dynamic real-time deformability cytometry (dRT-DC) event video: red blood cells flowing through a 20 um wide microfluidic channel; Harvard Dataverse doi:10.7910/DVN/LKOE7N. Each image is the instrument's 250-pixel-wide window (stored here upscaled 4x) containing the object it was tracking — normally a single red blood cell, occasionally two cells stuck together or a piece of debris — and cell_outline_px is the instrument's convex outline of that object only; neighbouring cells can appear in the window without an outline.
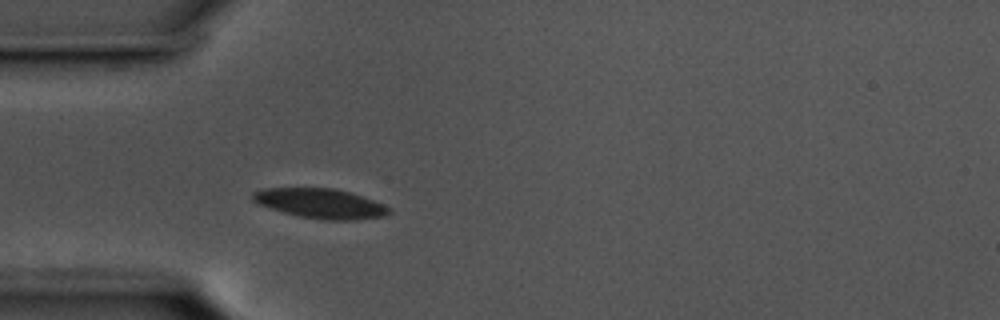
{"species": "common noctule bat (a hibernating species)", "species_latin": "Nyctalus noctula", "temperature_condition": "cold", "stored_images_in_passage": 40, "camera_frame_rate_fps": 3000, "um_per_image_px": 0.085, "animal": {"sex": "male", "body_mass_g": 17.5, "forearm_length_mm": 52.3}, "frame": {"image": 1, "passage_image": 1, "time_ms": 0.0, "image_size_px": [1000, 320], "cell_outline_px": [[380, 212], [364, 216], [320, 216], [296, 212], [268, 204], [260, 200], [256, 196], [260, 192], [292, 188], [312, 188], [340, 192], [376, 204], [380, 208]], "centroid_in_image_um": [27.09, 17.2], "position_along_channel_um": 57.9, "area_um2": 17.4}}
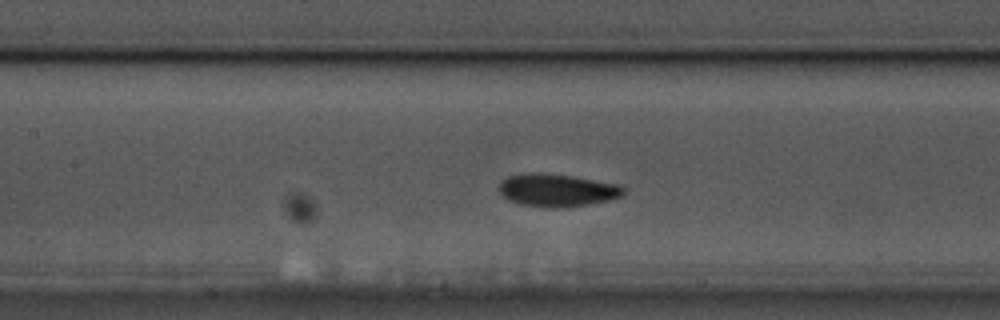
{"frame": {"image": 2, "passage_image": 10, "time_ms": 3.0, "image_size_px": [1000, 320], "cell_outline_px": [[620, 192], [612, 196], [592, 200], [568, 204], [548, 204], [520, 200], [504, 192], [504, 184], [508, 180], [520, 176], [552, 176], [580, 180], [600, 184], [616, 188]], "centroid_in_image_um": [47.27, 16.14], "position_along_channel_um": 160.1, "area_um2": 17.17}}
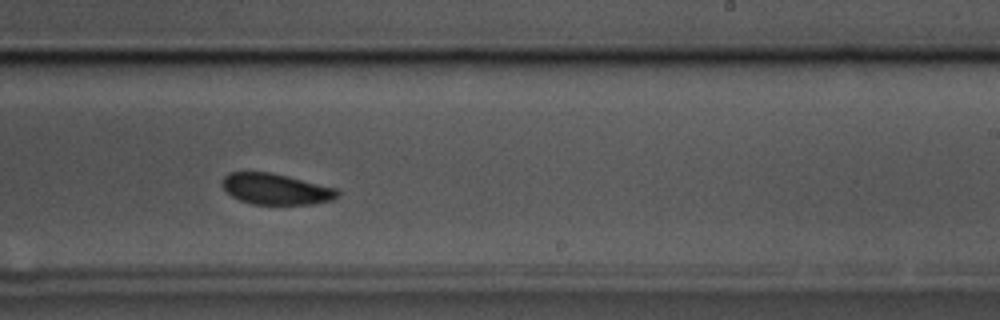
{"frame": {"image": 3, "passage_image": 19, "time_ms": 6.0, "image_size_px": [1000, 320], "cell_outline_px": [[336, 192], [332, 196], [320, 200], [288, 204], [264, 204], [248, 200], [236, 196], [224, 184], [224, 180], [228, 176], [236, 172], [256, 172], [280, 176], [328, 188]], "centroid_in_image_um": [23.31, 16.05], "position_along_channel_um": 265.7, "area_um2": 17.51}, "authors_computed_cell_mechanics": {"area_um2": 17.1377, "velocity_mm_per_s": 3.5342, "shape_relaxation_time_tau1_ms": 3.5063, "shape_relaxation_time_tau2_ms": 3.8358, "deformation_change_tau1": 0.14, "deformation_change_tau2": 0.0861}}